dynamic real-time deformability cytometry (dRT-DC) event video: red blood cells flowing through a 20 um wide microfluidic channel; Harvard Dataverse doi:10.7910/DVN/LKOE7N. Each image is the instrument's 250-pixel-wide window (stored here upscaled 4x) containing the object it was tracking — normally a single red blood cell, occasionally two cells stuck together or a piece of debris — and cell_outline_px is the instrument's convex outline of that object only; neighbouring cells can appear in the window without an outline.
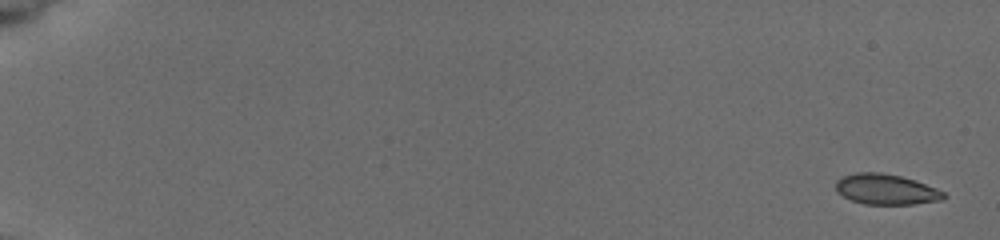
{"species": "common noctule bat (a hibernating species)", "species_latin": "Nyctalus noctula", "temperature_condition": "cold", "stored_images_in_passage": 10, "camera_frame_rate_fps": 3000, "um_per_image_px": 0.085, "animal": {"sex": "female", "body_mass_g": 19.5, "forearm_length_mm": 54.1}, "frame": {"image": 1, "passage_image": 1, "time_ms": 0.0, "image_size_px": [1000, 240], "cell_outline_px": [[948, 196], [944, 200], [916, 204], [864, 204], [852, 200], [836, 192], [836, 180], [844, 176], [856, 172], [880, 172], [900, 176], [916, 180], [936, 188], [944, 192]], "centroid_in_image_um": [75.35, 16.09], "position_along_channel_um": 9.6, "area_um2": 19.31}}
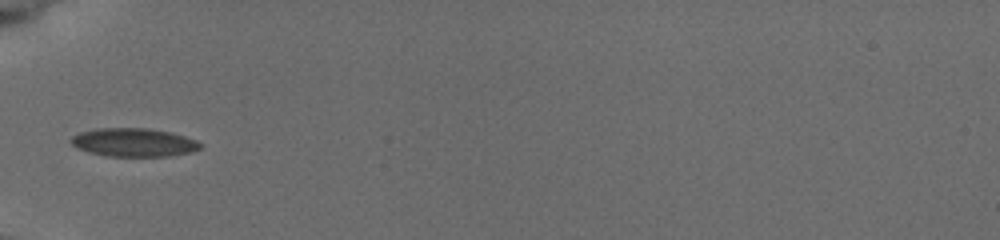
{"frame": {"image": 2, "passage_image": 7, "time_ms": 6.667, "image_size_px": [1000, 240], "cell_outline_px": [[200, 148], [192, 152], [168, 156], [104, 156], [88, 152], [72, 144], [68, 140], [72, 136], [80, 132], [96, 128], [148, 128], [172, 132], [196, 140], [200, 144]], "centroid_in_image_um": [11.35, 12.1], "position_along_channel_um": 73.7, "area_um2": 21.44}}
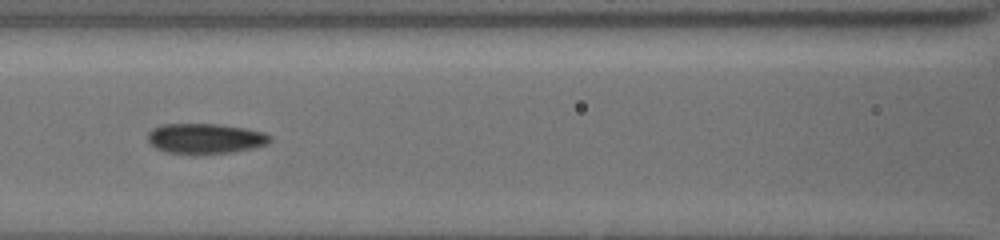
{"frame": {"image": 3, "passage_image": 9, "time_ms": 8.667, "image_size_px": [1000, 240], "cell_outline_px": [[272, 140], [268, 144], [256, 148], [232, 152], [196, 156], [164, 152], [156, 148], [148, 140], [148, 132], [152, 128], [160, 124], [220, 124], [244, 128], [264, 132], [272, 136]], "centroid_in_image_um": [17.46, 11.8], "position_along_channel_um": 149.1, "area_um2": 22.25}}